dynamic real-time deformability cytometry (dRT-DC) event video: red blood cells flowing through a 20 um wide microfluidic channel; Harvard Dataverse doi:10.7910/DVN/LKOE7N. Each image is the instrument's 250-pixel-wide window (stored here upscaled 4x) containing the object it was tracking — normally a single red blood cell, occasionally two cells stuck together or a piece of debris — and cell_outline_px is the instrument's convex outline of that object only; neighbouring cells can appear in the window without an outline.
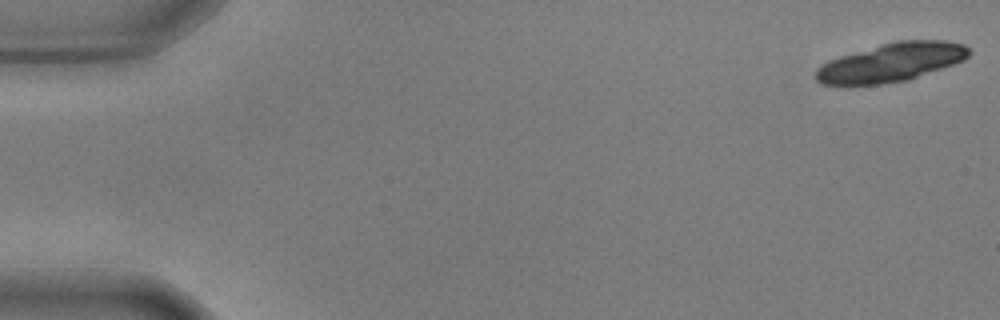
{"species": "common noctule bat (a hibernating species)", "species_latin": "Nyctalus noctula", "temperature_condition": "warm", "stored_images_in_passage": 19, "camera_frame_rate_fps": 3000, "um_per_image_px": 0.085, "animal": {"sex": "male", "body_mass_g": 17.9, "forearm_length_mm": 54.2}, "frame": {"image": 1, "passage_image": 1, "time_ms": 0.0, "image_size_px": [1000, 320], "cell_outline_px": [[972, 52], [964, 60], [908, 80], [852, 88], [840, 88], [820, 84], [816, 80], [816, 68], [828, 60], [840, 56], [896, 40], [948, 40], [964, 44]], "centroid_in_image_um": [75.67, 5.35], "position_along_channel_um": 9.3, "area_um2": 35.32}}